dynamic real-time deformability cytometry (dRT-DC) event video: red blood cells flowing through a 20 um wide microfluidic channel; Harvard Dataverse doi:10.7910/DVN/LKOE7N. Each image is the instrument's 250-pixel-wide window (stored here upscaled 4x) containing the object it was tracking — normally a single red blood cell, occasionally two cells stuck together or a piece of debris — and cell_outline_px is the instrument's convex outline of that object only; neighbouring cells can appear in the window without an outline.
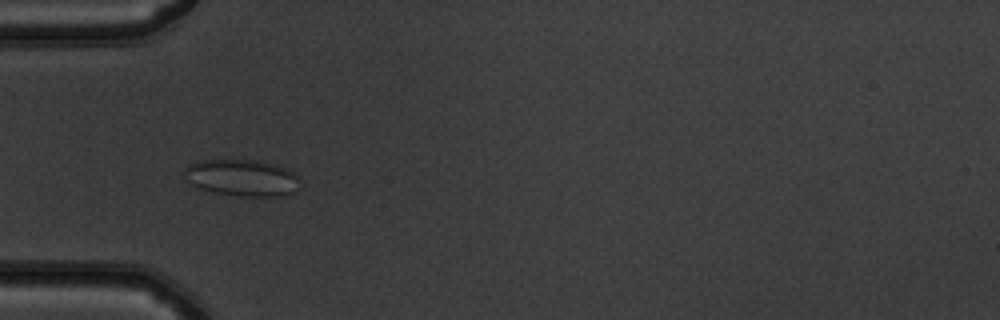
{"species": "common noctule bat (a hibernating species)", "species_latin": "Nyctalus noctula", "temperature_condition": "warm", "stored_images_in_passage": 51, "camera_frame_rate_fps": 3000, "um_per_image_px": 0.085, "animal": {"sex": "male", "body_mass_g": 19.5, "forearm_length_mm": 54.6}, "frame": {"image": 1, "passage_image": 17, "time_ms": 5.333, "image_size_px": [1000, 320], "cell_outline_px": [[304, 188], [296, 192], [280, 196], [240, 196], [216, 192], [196, 188], [188, 184], [184, 180], [184, 168], [188, 164], [196, 160], [256, 160], [272, 164], [284, 168], [292, 172], [296, 176]], "centroid_in_image_um": [20.54, 15.12], "position_along_channel_um": 64.5, "area_um2": 25.14}}
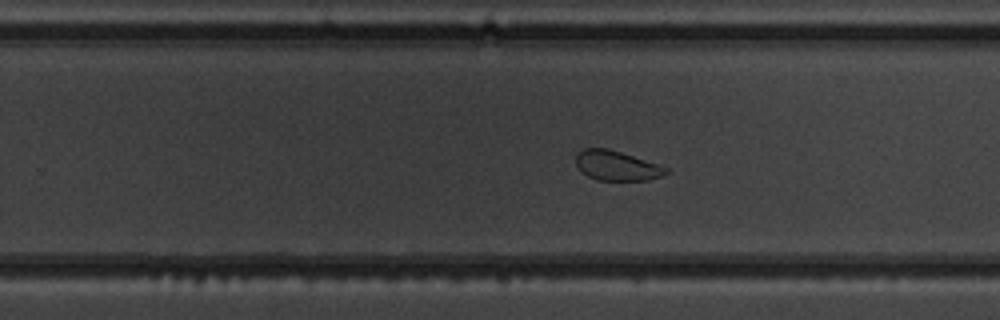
{"frame": {"image": 2, "passage_image": 33, "time_ms": 10.667, "image_size_px": [1000, 320], "cell_outline_px": [[672, 172], [648, 180], [596, 180], [580, 172], [576, 164], [576, 152], [584, 148], [608, 148], [668, 168]], "centroid_in_image_um": [52.38, 14.08], "position_along_channel_um": 277.4, "area_um2": 15.61}}
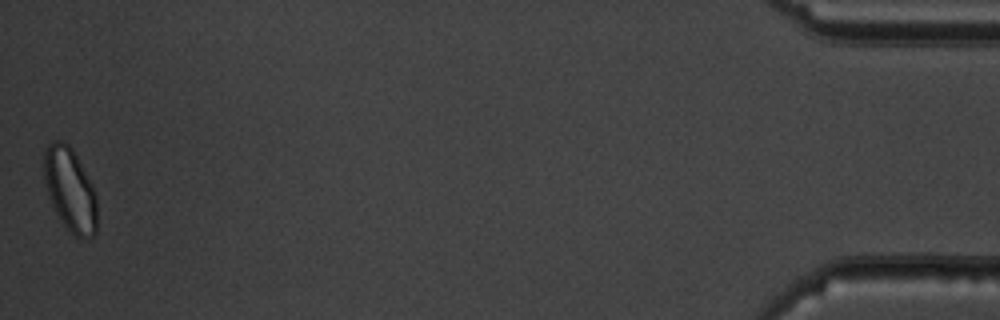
{"frame": {"image": 3, "passage_image": 51, "time_ms": 16.667, "image_size_px": [1000, 320], "cell_outline_px": [[96, 232], [92, 236], [76, 236], [64, 224], [56, 212], [48, 196], [44, 180], [44, 152], [48, 144], [52, 140], [60, 140], [68, 144], [72, 148], [92, 184], [96, 196]], "centroid_in_image_um": [5.94, 16.06], "position_along_channel_um": 429.3, "area_um2": 25.43}, "authors_computed_cell_mechanics": {"area_um2": 23.2934, "velocity_mm_per_s": 4.0289, "shape_relaxation_time_tau1_ms": null, "shape_relaxation_time_tau2_ms": 1.1418, "deformation_change_tau1": null, "deformation_change_tau2": 0.0784}}